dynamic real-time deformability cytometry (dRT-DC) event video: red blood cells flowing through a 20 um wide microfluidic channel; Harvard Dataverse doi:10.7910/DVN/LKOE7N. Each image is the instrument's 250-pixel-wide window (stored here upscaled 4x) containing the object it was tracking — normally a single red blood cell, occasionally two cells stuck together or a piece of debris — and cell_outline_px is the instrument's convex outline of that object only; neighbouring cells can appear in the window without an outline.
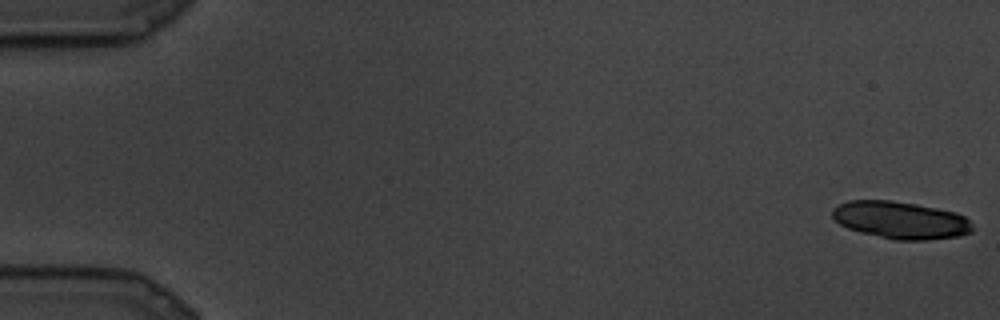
{"species": "common noctule bat (a hibernating species)", "species_latin": "Nyctalus noctula", "temperature_condition": "cold", "stored_images_in_passage": 28, "camera_frame_rate_fps": 3000, "um_per_image_px": 0.085, "animal": {"sex": "male", "body_mass_g": 19.5, "forearm_length_mm": 54.6}, "frame": {"image": 1, "passage_image": 1, "time_ms": 0.0, "image_size_px": [1000, 320], "cell_outline_px": [[972, 232], [960, 236], [928, 240], [896, 240], [860, 232], [848, 228], [840, 224], [832, 216], [832, 208], [848, 200], [892, 200], [916, 204], [956, 212], [964, 216], [968, 220], [972, 228]], "centroid_in_image_um": [76.54, 18.71], "position_along_channel_um": 8.5, "area_um2": 30.46}}